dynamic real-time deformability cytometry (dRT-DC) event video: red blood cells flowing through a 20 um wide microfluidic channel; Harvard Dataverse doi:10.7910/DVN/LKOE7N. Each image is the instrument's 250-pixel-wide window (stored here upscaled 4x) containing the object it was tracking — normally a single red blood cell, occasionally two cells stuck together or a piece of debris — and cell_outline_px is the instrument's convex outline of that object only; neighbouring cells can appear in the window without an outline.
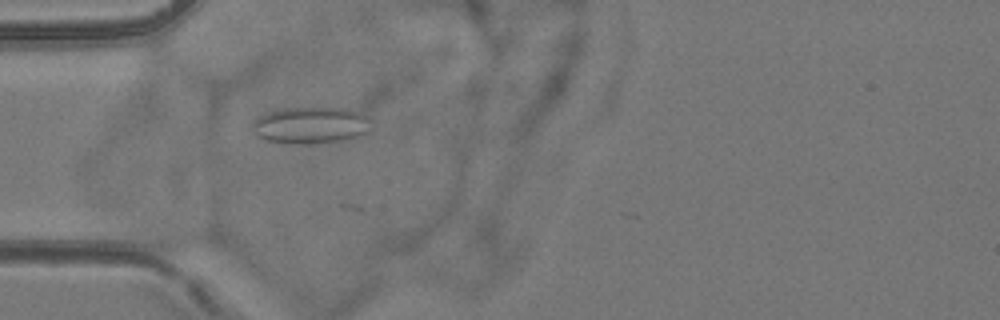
{"species": "common noctule bat (a hibernating species)", "species_latin": "Nyctalus noctula", "temperature_condition": "room temperature", "stored_images_in_passage": 23, "camera_frame_rate_fps": 3000, "um_per_image_px": 0.085, "animal": {"sex": "female", "body_mass_g": 24.6, "forearm_length_mm": 56.2}, "frame": {"image": 1, "passage_image": 1, "time_ms": 0.0, "image_size_px": [1000, 320], "cell_outline_px": [[372, 132], [348, 140], [312, 144], [288, 144], [268, 140], [256, 136], [252, 132], [252, 120], [268, 112], [280, 108], [344, 108], [360, 112], [368, 116], [372, 120]], "centroid_in_image_um": [26.47, 10.66], "position_along_channel_um": 58.5, "area_um2": 26.24}}
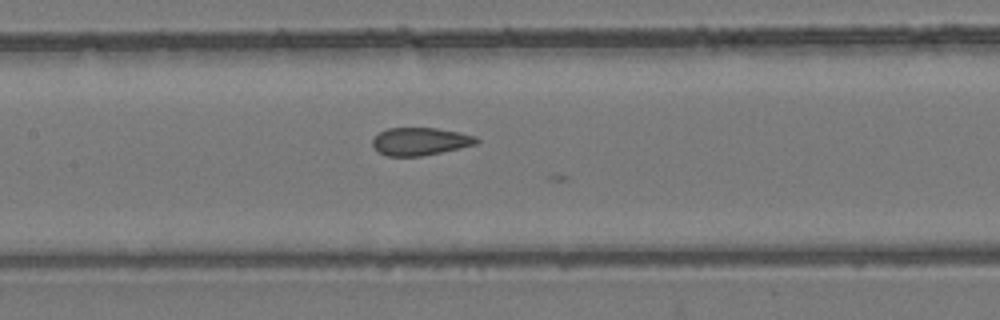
{"frame": {"image": 2, "passage_image": 10, "time_ms": 3.0, "image_size_px": [1000, 320], "cell_outline_px": [[480, 140], [476, 144], [460, 148], [420, 156], [388, 156], [380, 152], [372, 144], [372, 140], [380, 132], [388, 128], [436, 128], [460, 132], [476, 136]], "centroid_in_image_um": [35.74, 12.01], "position_along_channel_um": 171.7, "area_um2": 16.65}}
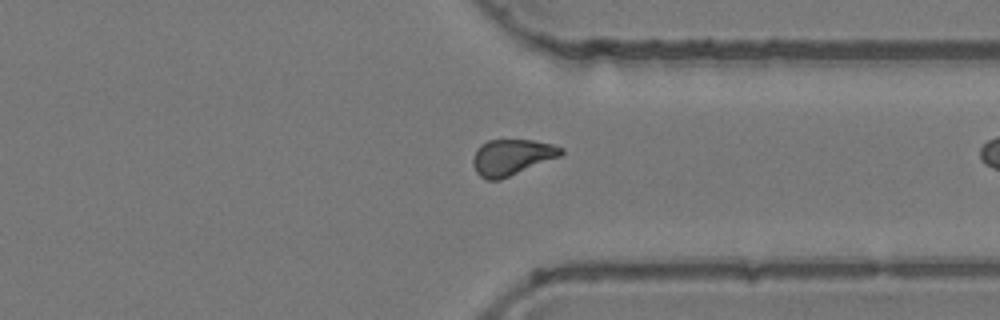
{"frame": {"image": 3, "passage_image": 22, "time_ms": 7.0, "image_size_px": [1000, 320], "cell_outline_px": [[564, 152], [560, 156], [500, 180], [488, 180], [480, 176], [476, 172], [472, 164], [472, 160], [476, 148], [480, 144], [488, 140], [532, 140], [552, 144], [564, 148]], "centroid_in_image_um": [43.47, 13.36], "position_along_channel_um": 367.9, "area_um2": 18.5}}